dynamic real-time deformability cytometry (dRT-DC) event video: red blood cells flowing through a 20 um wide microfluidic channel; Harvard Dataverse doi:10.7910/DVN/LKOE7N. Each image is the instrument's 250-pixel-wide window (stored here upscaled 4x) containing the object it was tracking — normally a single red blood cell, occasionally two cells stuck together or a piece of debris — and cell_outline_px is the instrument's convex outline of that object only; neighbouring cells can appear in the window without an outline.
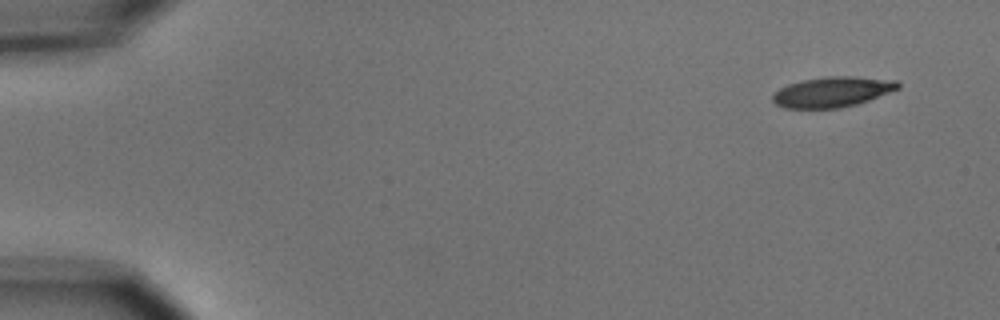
{"species": "common noctule bat (a hibernating species)", "species_latin": "Nyctalus noctula", "temperature_condition": "cold", "stored_images_in_passage": 7, "camera_frame_rate_fps": 3000, "um_per_image_px": 0.085, "animal": {"sex": "male", "body_mass_g": 15.6}, "frame": {"image": 1, "passage_image": 1, "time_ms": 0.0, "image_size_px": [1000, 320], "cell_outline_px": [[900, 88], [868, 100], [856, 104], [840, 108], [784, 108], [776, 104], [772, 100], [772, 96], [780, 88], [788, 84], [800, 80], [828, 76], [856, 76], [896, 80], [900, 84]], "centroid_in_image_um": [70.75, 7.8], "position_along_channel_um": 14.3, "area_um2": 22.14}}
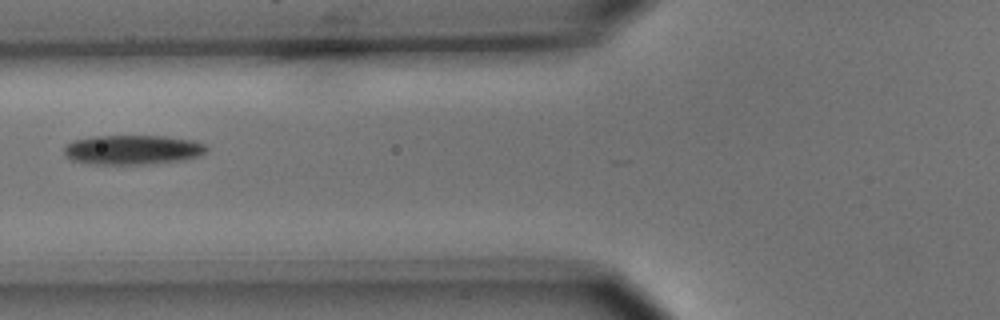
{"frame": {"image": 2, "passage_image": 6, "time_ms": 6.0, "image_size_px": [1000, 320], "cell_outline_px": [[208, 148], [200, 156], [184, 160], [144, 164], [88, 164], [72, 160], [64, 156], [64, 148], [72, 140], [92, 136], [164, 136], [192, 140], [204, 144]], "centroid_in_image_um": [11.24, 12.73], "position_along_channel_um": 114.6, "area_um2": 24.62}}
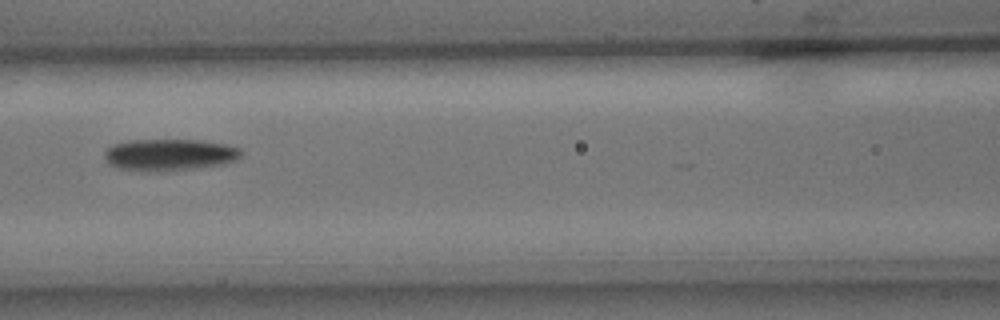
{"frame": {"image": 3, "passage_image": 7, "time_ms": 7.0, "image_size_px": [1000, 320], "cell_outline_px": [[244, 152], [236, 160], [224, 164], [196, 168], [148, 172], [120, 168], [108, 164], [104, 156], [104, 152], [112, 144], [128, 140], [200, 140], [224, 144], [240, 148]], "centroid_in_image_um": [14.4, 13.15], "position_along_channel_um": 152.2, "area_um2": 25.37}}